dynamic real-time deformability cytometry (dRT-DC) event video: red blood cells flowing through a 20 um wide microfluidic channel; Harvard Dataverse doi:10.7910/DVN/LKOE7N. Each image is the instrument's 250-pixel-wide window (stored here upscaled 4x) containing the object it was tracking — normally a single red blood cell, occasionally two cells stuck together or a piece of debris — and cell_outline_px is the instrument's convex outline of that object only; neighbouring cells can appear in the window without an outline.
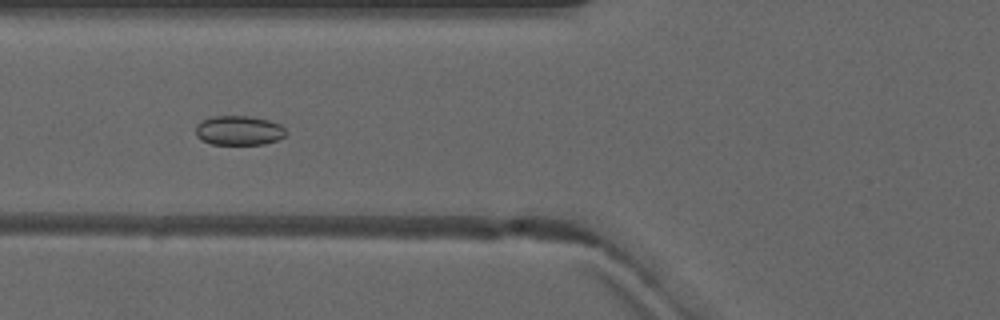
{"species": "common noctule bat (a hibernating species)", "species_latin": "Nyctalus noctula", "temperature_condition": "warm", "stored_images_in_passage": 5, "camera_frame_rate_fps": 3000, "um_per_image_px": 0.085, "animal": {"sex": "male", "forearm_length_mm": 52.5}, "frame": {"image": 1, "passage_image": 4, "time_ms": 3.333, "image_size_px": [1000, 320], "cell_outline_px": [[288, 132], [284, 136], [276, 140], [264, 144], [212, 144], [200, 140], [196, 136], [196, 124], [200, 120], [212, 116], [248, 116], [268, 120], [280, 124]], "centroid_in_image_um": [20.27, 11.08], "position_along_channel_um": 105.5, "area_um2": 15.61}}
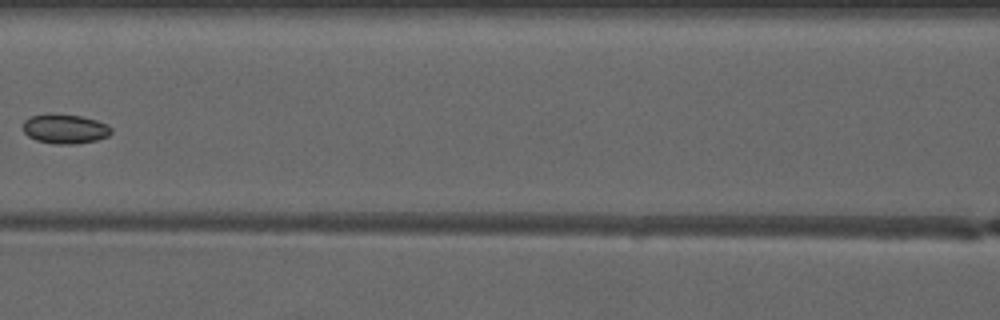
{"frame": {"image": 2, "passage_image": 5, "time_ms": 4.667, "image_size_px": [1000, 320], "cell_outline_px": [[112, 132], [108, 136], [96, 140], [76, 144], [56, 144], [36, 140], [28, 136], [24, 132], [24, 120], [32, 116], [80, 116], [96, 120], [108, 124], [112, 128]], "centroid_in_image_um": [5.58, 11.0], "position_along_channel_um": 161.0, "area_um2": 14.62}}